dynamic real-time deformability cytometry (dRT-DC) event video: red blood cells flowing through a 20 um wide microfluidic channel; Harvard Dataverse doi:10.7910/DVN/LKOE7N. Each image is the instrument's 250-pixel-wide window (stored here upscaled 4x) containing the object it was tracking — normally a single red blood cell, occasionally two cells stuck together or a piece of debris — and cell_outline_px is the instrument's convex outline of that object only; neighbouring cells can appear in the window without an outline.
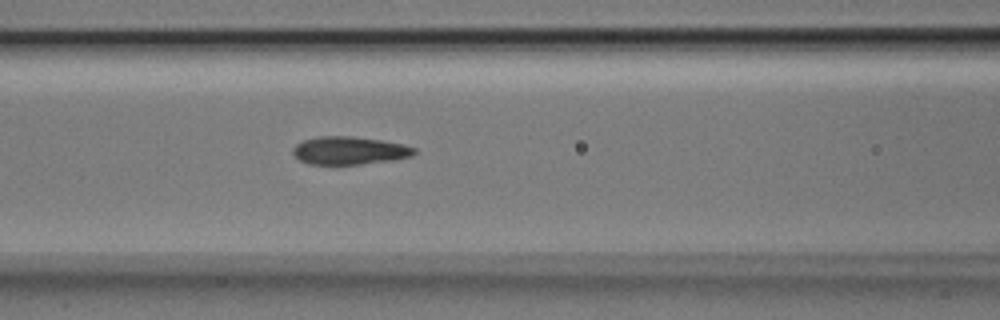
{"species": "Egyptian fruit bat (a non-hibernating species)", "species_latin": "Rousettus aegyptiacus", "temperature_condition": "room temperature", "stored_images_in_passage": 23, "camera_frame_rate_fps": 3000, "um_per_image_px": 0.085, "animal": {"sex": "male"}, "frame": {"image": 1, "passage_image": 10, "time_ms": 3.0, "image_size_px": [1000, 320], "cell_outline_px": [[416, 152], [412, 156], [392, 160], [360, 164], [308, 164], [300, 160], [292, 152], [292, 148], [296, 144], [304, 140], [320, 136], [352, 136], [380, 140], [404, 144], [416, 148]], "centroid_in_image_um": [29.7, 12.79], "position_along_channel_um": 136.9, "area_um2": 19.71}}
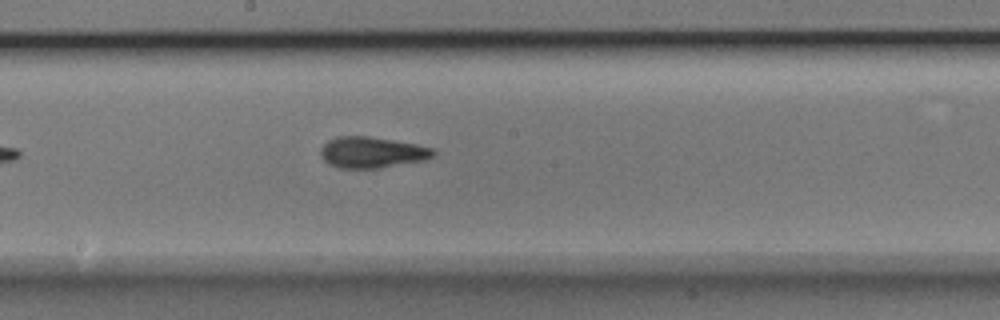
{"frame": {"image": 2, "passage_image": 16, "time_ms": 5.0, "image_size_px": [1000, 320], "cell_outline_px": [[436, 156], [428, 160], [376, 168], [340, 168], [328, 164], [320, 156], [320, 152], [324, 144], [328, 140], [336, 136], [368, 136], [416, 144], [436, 148]], "centroid_in_image_um": [31.66, 12.95], "position_along_channel_um": 216.5, "area_um2": 20.63}}
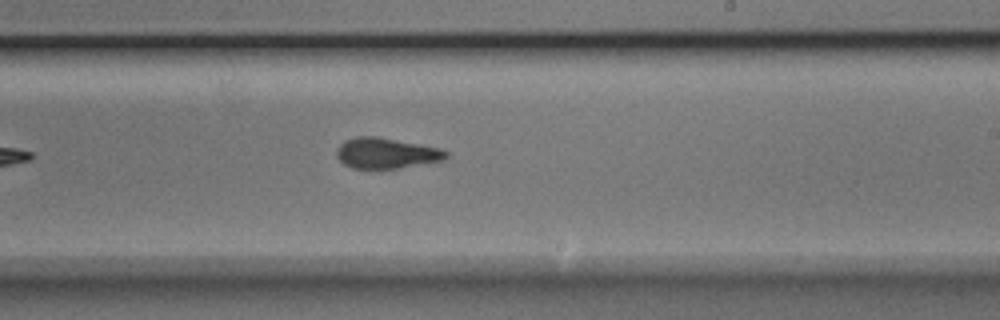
{"frame": {"image": 3, "passage_image": 19, "time_ms": 6.0, "image_size_px": [1000, 320], "cell_outline_px": [[448, 156], [444, 160], [396, 168], [352, 168], [344, 164], [336, 156], [336, 148], [344, 140], [356, 136], [376, 136], [420, 144], [440, 148], [448, 152]], "centroid_in_image_um": [32.8, 13.0], "position_along_channel_um": 256.2, "area_um2": 19.48}}